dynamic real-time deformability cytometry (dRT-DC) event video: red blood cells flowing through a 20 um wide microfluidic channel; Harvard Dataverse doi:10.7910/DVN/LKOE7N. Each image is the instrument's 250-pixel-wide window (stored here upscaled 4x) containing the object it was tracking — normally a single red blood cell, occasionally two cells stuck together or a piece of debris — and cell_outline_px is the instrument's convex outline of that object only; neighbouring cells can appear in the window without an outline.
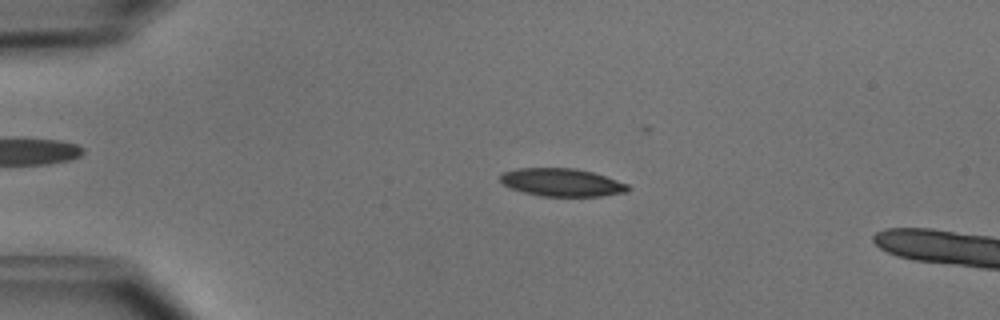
{"species": "common noctule bat (a hibernating species)", "species_latin": "Nyctalus noctula", "temperature_condition": "cold", "stored_images_in_passage": 38, "camera_frame_rate_fps": 3000, "um_per_image_px": 0.085, "animal": {"sex": "male", "body_mass_g": 15.6}, "frame": {"image": 1, "passage_image": 11, "time_ms": 3.333, "image_size_px": [1000, 320], "cell_outline_px": [[632, 188], [628, 192], [600, 196], [540, 196], [524, 192], [512, 188], [504, 184], [500, 180], [500, 172], [516, 168], [576, 168], [592, 172], [628, 184]], "centroid_in_image_um": [47.75, 15.5], "position_along_channel_um": 37.2, "area_um2": 20.81}}
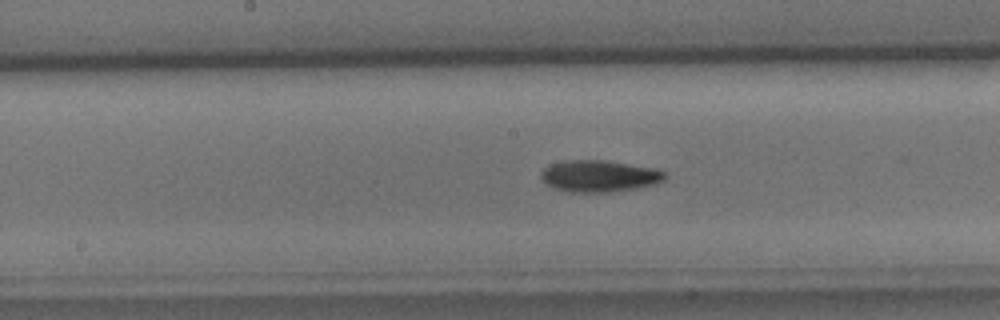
{"frame": {"image": 2, "passage_image": 26, "time_ms": 8.333, "image_size_px": [1000, 320], "cell_outline_px": [[668, 176], [664, 180], [652, 184], [636, 188], [608, 192], [568, 192], [552, 188], [540, 176], [540, 172], [548, 164], [568, 160], [604, 160], [656, 168], [664, 172]], "centroid_in_image_um": [50.91, 14.96], "position_along_channel_um": 197.3, "area_um2": 22.89}}
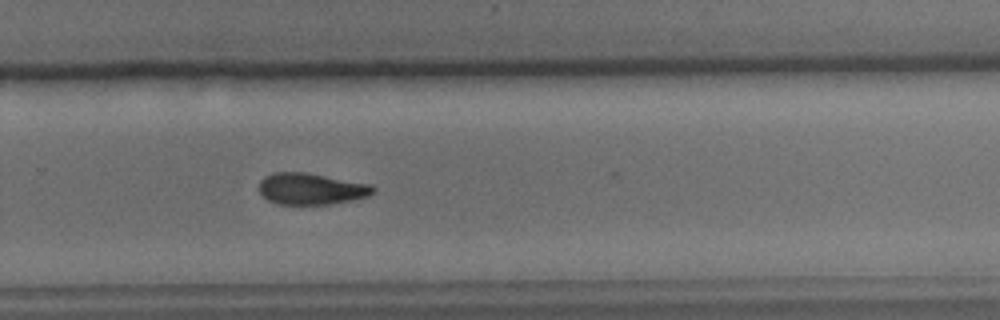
{"frame": {"image": 3, "passage_image": 34, "time_ms": 11.0, "image_size_px": [1000, 320], "cell_outline_px": [[376, 192], [368, 196], [352, 200], [332, 204], [280, 204], [268, 200], [260, 192], [260, 180], [264, 176], [272, 172], [304, 172], [372, 184], [376, 188]], "centroid_in_image_um": [26.48, 16.04], "position_along_channel_um": 303.3, "area_um2": 20.98}}